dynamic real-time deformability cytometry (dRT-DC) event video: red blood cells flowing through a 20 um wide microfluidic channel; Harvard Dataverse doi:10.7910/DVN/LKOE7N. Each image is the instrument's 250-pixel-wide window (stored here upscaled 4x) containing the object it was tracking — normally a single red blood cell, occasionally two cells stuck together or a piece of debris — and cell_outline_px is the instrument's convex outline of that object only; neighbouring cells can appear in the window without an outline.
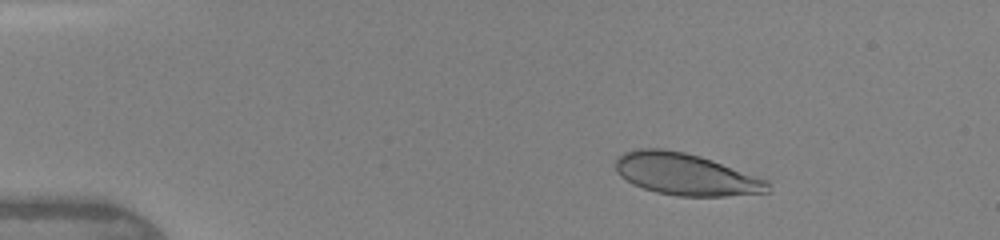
{"species": "human", "species_latin": "Homo sapiens", "temperature_condition": "warm", "stored_images_in_passage": 13, "camera_frame_rate_fps": 3000, "um_per_image_px": 0.085, "donor": {"sex": "female"}, "frame": {"image": 1, "passage_image": 4, "time_ms": 2.333, "image_size_px": [1000, 240], "cell_outline_px": [[768, 192], [724, 196], [676, 196], [656, 192], [632, 184], [620, 176], [616, 172], [616, 160], [624, 152], [640, 148], [664, 148], [684, 152], [700, 156], [712, 160], [768, 180]], "centroid_in_image_um": [58.25, 14.81], "position_along_channel_um": 26.7, "area_um2": 36.93}}
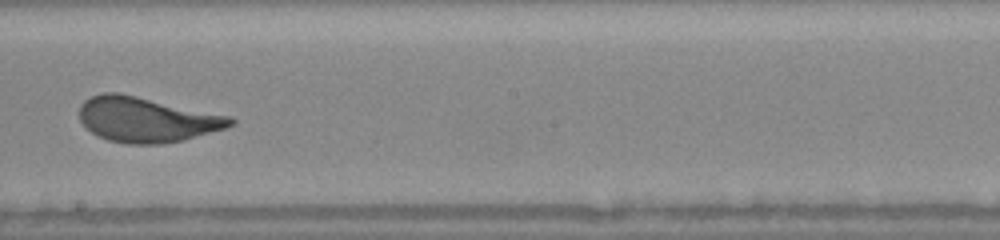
{"frame": {"image": 2, "passage_image": 11, "time_ms": 9.0, "image_size_px": [1000, 240], "cell_outline_px": [[236, 124], [228, 128], [184, 140], [160, 144], [128, 144], [108, 140], [92, 132], [80, 120], [80, 104], [84, 100], [92, 96], [104, 92], [120, 92], [232, 116], [236, 120]], "centroid_in_image_um": [12.53, 10.15], "position_along_channel_um": 235.7, "area_um2": 40.0}}